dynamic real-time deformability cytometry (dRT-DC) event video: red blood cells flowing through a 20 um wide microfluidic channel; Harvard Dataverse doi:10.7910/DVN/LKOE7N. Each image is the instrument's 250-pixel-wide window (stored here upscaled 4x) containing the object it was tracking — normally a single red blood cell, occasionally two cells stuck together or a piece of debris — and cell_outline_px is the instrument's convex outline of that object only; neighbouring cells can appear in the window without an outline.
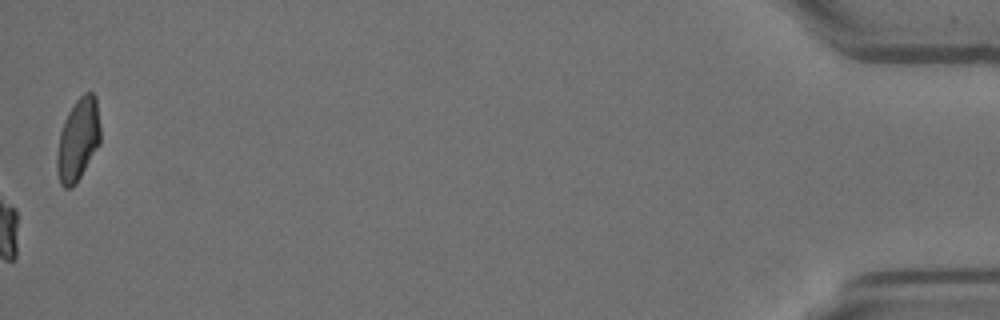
{"species": "Egyptian fruit bat (a non-hibernating species)", "species_latin": "Rousettus aegyptiacus", "temperature_condition": "room temperature", "stored_images_in_passage": 55, "camera_frame_rate_fps": 3000, "um_per_image_px": 0.085, "animal": {"sex": "female"}, "frame": {"image": 1, "passage_image": 55, "time_ms": 18.0, "image_size_px": [1000, 320], "cell_outline_px": [[100, 144], [76, 184], [72, 188], [64, 188], [60, 184], [56, 172], [56, 152], [60, 132], [64, 120], [68, 112], [76, 100], [84, 92], [92, 92], [96, 96], [100, 124]], "centroid_in_image_um": [6.62, 11.89], "position_along_channel_um": 428.6, "area_um2": 21.21}, "authors_computed_cell_mechanics": {"area_um2": 22.4842, "velocity_mm_per_s": 3.5857, "shape_relaxation_time_tau1_ms": 6.4196, "shape_relaxation_time_tau2_ms": 2.9151, "deformation_change_tau1": 0.1935, "deformation_change_tau2": 0.0716}}